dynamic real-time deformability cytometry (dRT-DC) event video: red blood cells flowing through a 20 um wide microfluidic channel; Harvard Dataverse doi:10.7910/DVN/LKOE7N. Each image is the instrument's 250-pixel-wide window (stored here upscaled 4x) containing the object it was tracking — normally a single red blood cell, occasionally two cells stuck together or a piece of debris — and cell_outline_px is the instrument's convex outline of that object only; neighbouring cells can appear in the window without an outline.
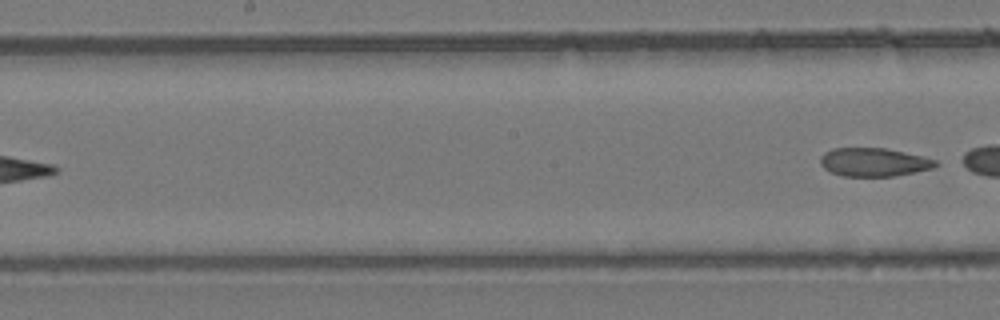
{"species": "common noctule bat (a hibernating species)", "species_latin": "Nyctalus noctula", "temperature_condition": "room temperature", "stored_images_in_passage": 6, "segment_of_instrument_passage": [2, 2], "camera_frame_rate_fps": 3000, "um_per_image_px": 0.085, "animal": {"sex": "female", "body_mass_g": 24.6, "forearm_length_mm": 56.2}, "frame": {"image": 1, "passage_image": 6, "time_ms": 1.667, "image_size_px": [1000, 320], "cell_outline_px": [[940, 164], [932, 168], [896, 176], [844, 176], [832, 172], [824, 168], [820, 164], [820, 156], [824, 152], [832, 148], [884, 148], [904, 152], [936, 160]], "centroid_in_image_um": [74.25, 13.78], "position_along_channel_um": 173.9, "area_um2": 19.02}}